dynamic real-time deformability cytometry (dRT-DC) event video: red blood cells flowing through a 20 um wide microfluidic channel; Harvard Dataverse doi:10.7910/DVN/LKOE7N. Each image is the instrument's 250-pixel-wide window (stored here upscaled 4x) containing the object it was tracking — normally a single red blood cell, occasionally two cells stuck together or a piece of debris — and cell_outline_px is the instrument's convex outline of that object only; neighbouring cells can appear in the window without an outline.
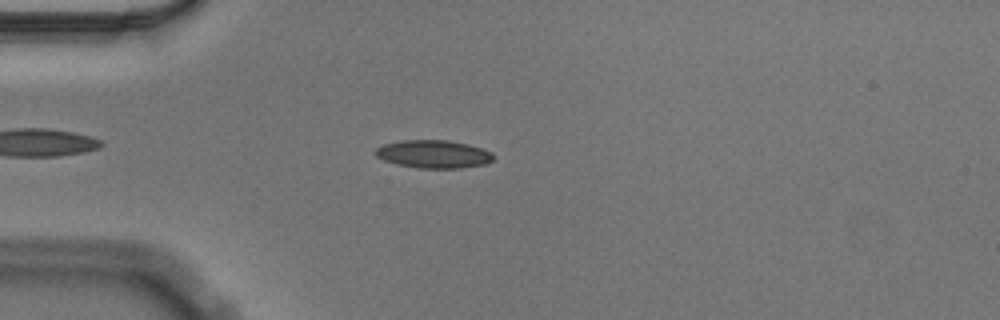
{"species": "Egyptian fruit bat (a non-hibernating species)", "species_latin": "Rousettus aegyptiacus", "temperature_condition": "cold", "stored_images_in_passage": 45, "camera_frame_rate_fps": 3000, "um_per_image_px": 0.085, "animal": {"sex": "male"}, "frame": {"image": 1, "passage_image": 8, "time_ms": 2.333, "image_size_px": [1000, 320], "cell_outline_px": [[496, 156], [492, 160], [484, 164], [460, 168], [416, 168], [384, 160], [376, 156], [372, 152], [376, 148], [384, 144], [404, 140], [448, 140], [468, 144], [492, 152]], "centroid_in_image_um": [36.85, 13.09], "position_along_channel_um": 48.1, "area_um2": 19.19}}
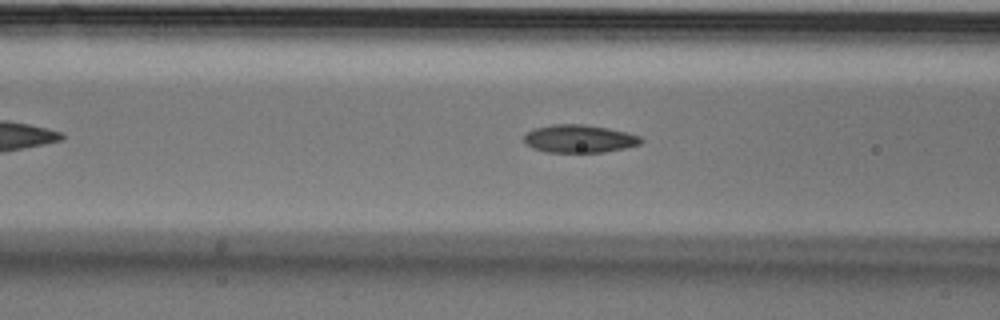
{"frame": {"image": 2, "passage_image": 15, "time_ms": 4.667, "image_size_px": [1000, 320], "cell_outline_px": [[644, 140], [640, 144], [624, 148], [604, 152], [544, 152], [532, 148], [524, 144], [524, 136], [528, 132], [536, 128], [552, 124], [584, 124], [608, 128], [640, 136]], "centroid_in_image_um": [49.21, 11.8], "position_along_channel_um": 117.4, "area_um2": 19.02}}
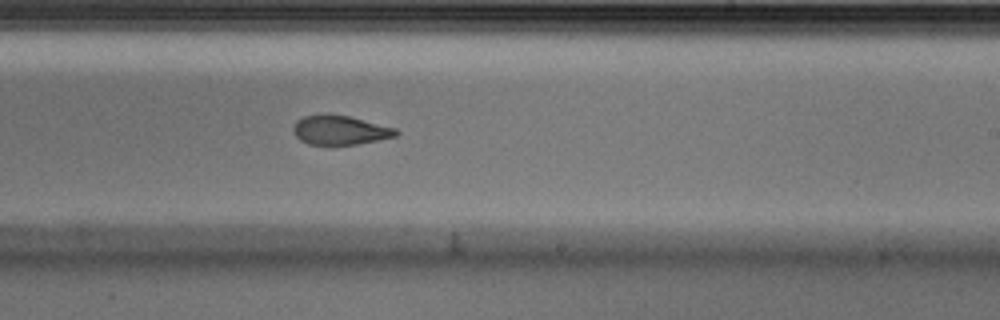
{"frame": {"image": 3, "passage_image": 27, "time_ms": 8.667, "image_size_px": [1000, 320], "cell_outline_px": [[400, 132], [396, 136], [380, 140], [332, 148], [328, 148], [308, 144], [300, 140], [292, 132], [292, 128], [296, 120], [304, 116], [324, 112], [328, 112], [348, 116], [396, 128]], "centroid_in_image_um": [28.84, 11.09], "position_along_channel_um": 260.2, "area_um2": 18.55}, "authors_computed_cell_mechanics": {"area_um2": 18.6116, "velocity_mm_per_s": 3.5635, "shape_relaxation_time_tau1_ms": 6.0755, "shape_relaxation_time_tau2_ms": 1.5881, "deformation_change_tau1": 0.1628, "deformation_change_tau2": 0.0709}}